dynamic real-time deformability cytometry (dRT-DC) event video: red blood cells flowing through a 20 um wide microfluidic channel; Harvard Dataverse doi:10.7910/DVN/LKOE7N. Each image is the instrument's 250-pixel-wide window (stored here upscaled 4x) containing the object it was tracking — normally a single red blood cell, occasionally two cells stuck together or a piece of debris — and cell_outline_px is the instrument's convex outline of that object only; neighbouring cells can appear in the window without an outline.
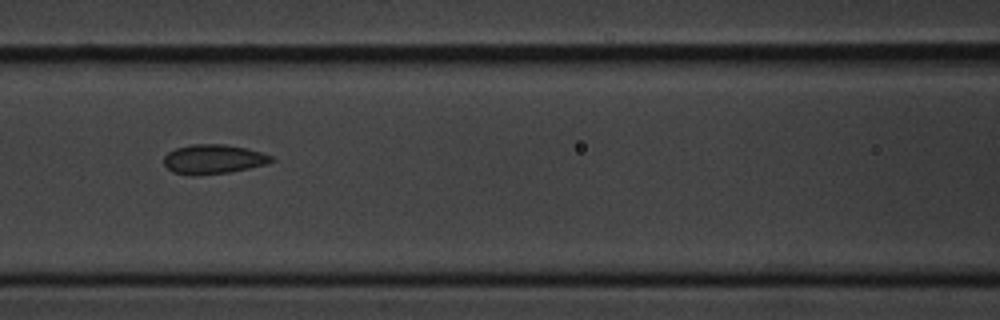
{"species": "common noctule bat (a hibernating species)", "species_latin": "Nyctalus noctula", "temperature_condition": "cold", "stored_images_in_passage": 9, "camera_frame_rate_fps": 3000, "um_per_image_px": 0.085, "animal": {"sex": "male", "body_mass_g": 20.1, "forearm_length_mm": 53.5}, "frame": {"image": 1, "passage_image": 7, "time_ms": 8.0, "image_size_px": [1000, 320], "cell_outline_px": [[276, 160], [264, 164], [248, 168], [228, 172], [192, 176], [172, 172], [164, 164], [164, 156], [168, 152], [176, 148], [192, 144], [224, 144], [244, 148], [260, 152], [272, 156]], "centroid_in_image_um": [18.09, 13.53], "position_along_channel_um": 148.5, "area_um2": 18.26}}
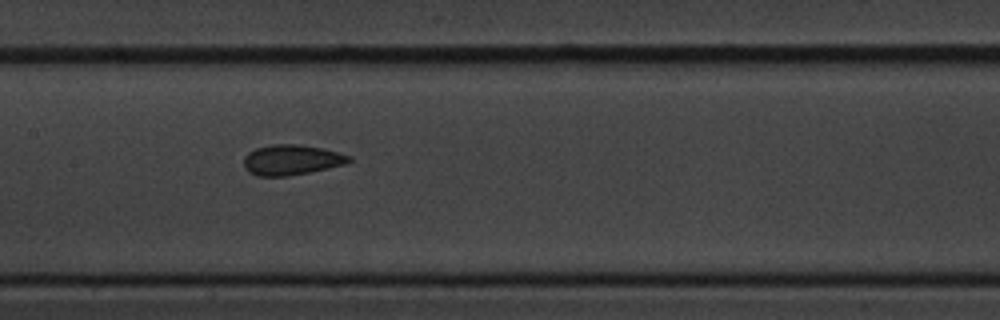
{"frame": {"image": 2, "passage_image": 8, "time_ms": 9.0, "image_size_px": [1000, 320], "cell_outline_px": [[352, 160], [344, 164], [308, 172], [288, 176], [256, 176], [248, 172], [244, 168], [244, 156], [248, 152], [256, 148], [272, 144], [300, 144], [324, 148], [352, 156]], "centroid_in_image_um": [24.75, 13.58], "position_along_channel_um": 182.6, "area_um2": 18.67}}
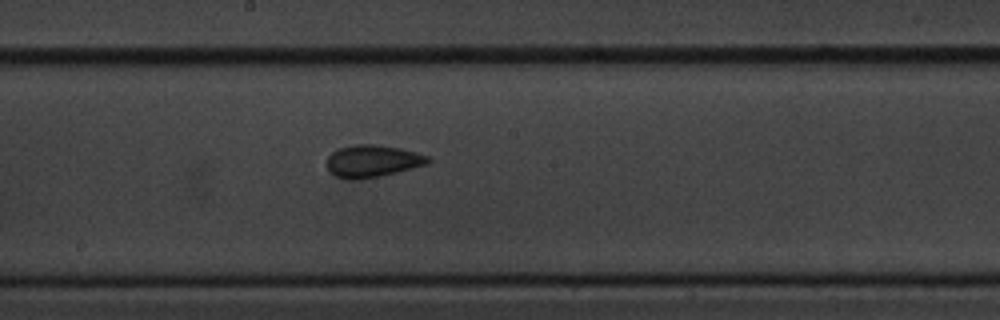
{"frame": {"image": 3, "passage_image": 9, "time_ms": 10.0, "image_size_px": [1000, 320], "cell_outline_px": [[432, 160], [428, 164], [396, 172], [356, 180], [348, 180], [336, 176], [328, 172], [328, 156], [336, 148], [356, 144], [376, 144], [400, 148], [416, 152], [428, 156]], "centroid_in_image_um": [31.64, 13.68], "position_along_channel_um": 216.6, "area_um2": 19.02}}